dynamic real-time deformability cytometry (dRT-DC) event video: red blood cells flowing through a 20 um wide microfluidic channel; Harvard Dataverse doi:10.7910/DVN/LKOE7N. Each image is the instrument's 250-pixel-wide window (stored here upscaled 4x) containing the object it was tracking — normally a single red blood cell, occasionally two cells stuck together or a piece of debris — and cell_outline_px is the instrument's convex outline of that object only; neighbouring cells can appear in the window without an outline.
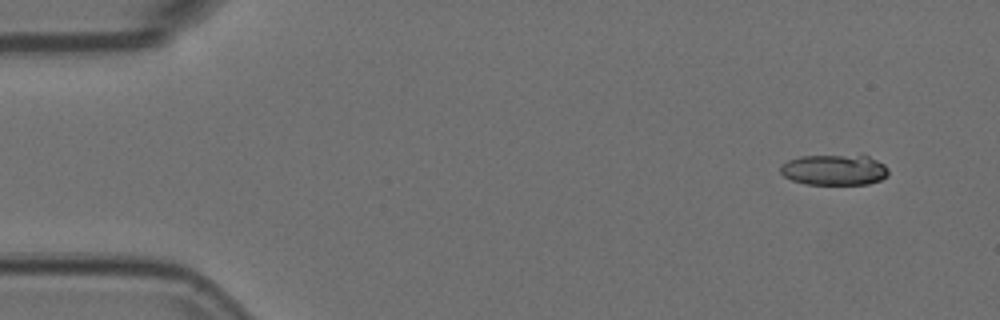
{"species": "Egyptian fruit bat (a non-hibernating species)", "species_latin": "Rousettus aegyptiacus", "temperature_condition": "room temperature", "stored_images_in_passage": 15, "camera_frame_rate_fps": 3000, "um_per_image_px": 0.085, "animal": {"sex": "female"}, "frame": {"image": 1, "passage_image": 2, "time_ms": 0.333, "image_size_px": [1000, 320], "cell_outline_px": [[888, 176], [880, 180], [868, 184], [804, 184], [792, 180], [784, 176], [780, 172], [780, 164], [788, 160], [800, 156], [868, 156], [884, 164], [888, 168]], "centroid_in_image_um": [70.9, 14.45], "position_along_channel_um": 14.1, "area_um2": 19.25}}
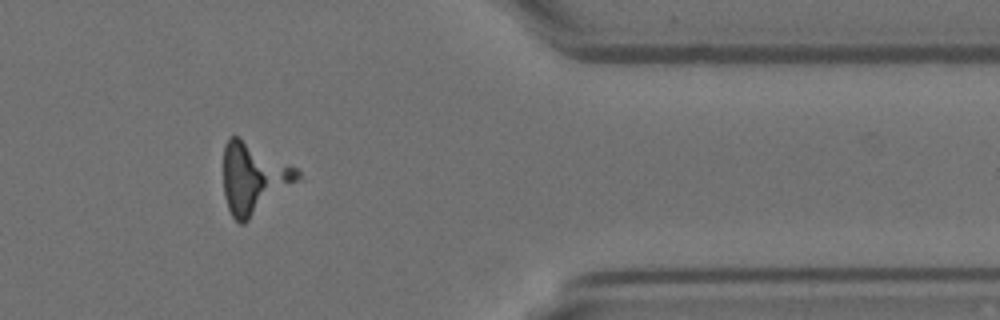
{"frame": {"image": 2, "passage_image": 13, "time_ms": 4.0, "image_size_px": [1000, 320], "cell_outline_px": [[300, 180], [244, 224], [240, 224], [232, 216], [228, 208], [224, 196], [224, 144], [228, 136], [236, 136], [296, 168], [300, 172]], "centroid_in_image_um": [21.54, 15.18], "position_along_channel_um": 389.9, "area_um2": 30.17}}
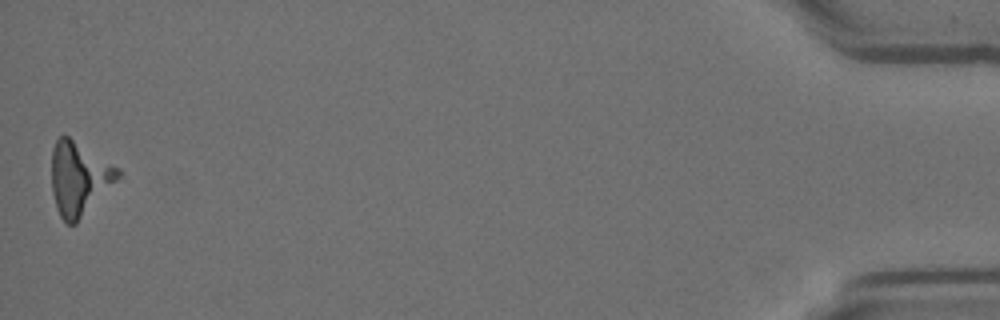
{"frame": {"image": 3, "passage_image": 15, "time_ms": 4.667, "image_size_px": [1000, 320], "cell_outline_px": [[120, 176], [76, 224], [68, 224], [60, 216], [56, 208], [52, 192], [52, 148], [56, 140], [60, 136], [68, 136], [120, 168]], "centroid_in_image_um": [6.7, 15.16], "position_along_channel_um": 428.5, "area_um2": 28.03}}